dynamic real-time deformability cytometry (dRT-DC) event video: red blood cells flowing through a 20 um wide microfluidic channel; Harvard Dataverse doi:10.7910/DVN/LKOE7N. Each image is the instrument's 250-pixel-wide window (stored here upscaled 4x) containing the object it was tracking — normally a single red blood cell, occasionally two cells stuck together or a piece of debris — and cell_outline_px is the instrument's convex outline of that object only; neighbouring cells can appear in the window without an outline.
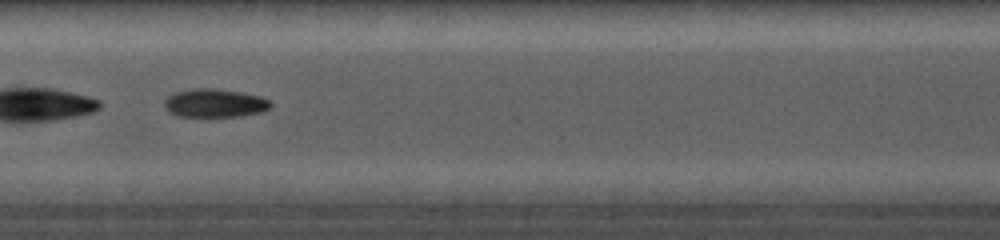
{"species": "common noctule bat (a hibernating species)", "species_latin": "Nyctalus noctula", "temperature_condition": "cold", "stored_images_in_passage": 19, "camera_frame_rate_fps": 5000, "um_per_image_px": 0.085, "animal": {"sex": "female", "body_mass_g": 19.0, "forearm_length_mm": 56.7}, "frame": {"image": 1, "passage_image": 6, "time_ms": 3.2, "image_size_px": [1000, 240], "cell_outline_px": [[272, 104], [268, 108], [260, 112], [240, 116], [200, 120], [176, 116], [168, 112], [164, 108], [164, 100], [168, 96], [176, 92], [200, 88], [208, 88], [236, 92], [256, 96], [268, 100]], "centroid_in_image_um": [18.13, 8.84], "position_along_channel_um": 189.3, "area_um2": 18.03}}
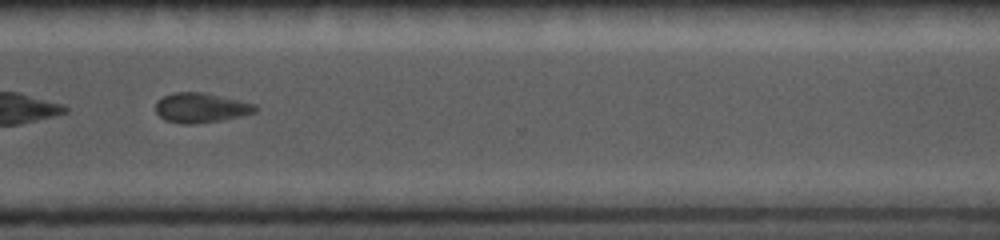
{"frame": {"image": 2, "passage_image": 16, "time_ms": 7.4, "image_size_px": [1000, 240], "cell_outline_px": [[256, 112], [240, 116], [220, 120], [192, 124], [184, 124], [164, 120], [156, 112], [156, 100], [172, 92], [200, 92], [256, 104]], "centroid_in_image_um": [17.03, 9.16], "position_along_channel_um": 353.6, "area_um2": 17.05}}